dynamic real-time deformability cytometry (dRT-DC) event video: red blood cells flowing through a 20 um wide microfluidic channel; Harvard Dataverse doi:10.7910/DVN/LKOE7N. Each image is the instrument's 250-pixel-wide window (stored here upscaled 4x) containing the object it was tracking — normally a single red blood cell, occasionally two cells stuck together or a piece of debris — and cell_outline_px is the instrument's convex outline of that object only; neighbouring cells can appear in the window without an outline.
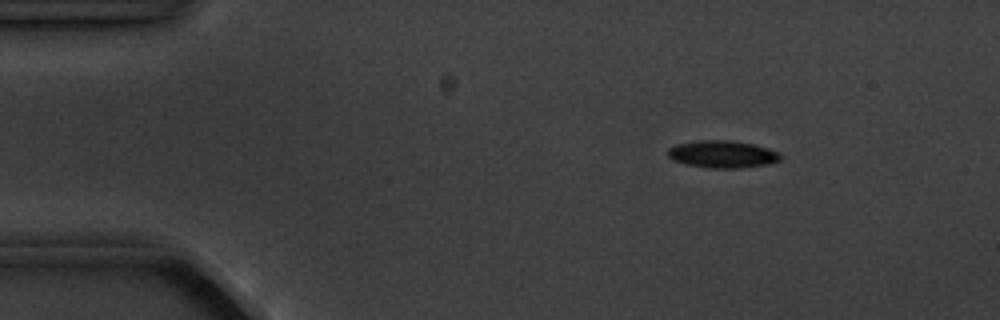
{"species": "common noctule bat (a hibernating species)", "species_latin": "Nyctalus noctula", "temperature_condition": "cold", "stored_images_in_passage": 5, "camera_frame_rate_fps": 3000, "um_per_image_px": 0.085, "animal": {"sex": "male", "body_mass_g": 20.1, "forearm_length_mm": 53.5}, "frame": {"image": 1, "passage_image": 3, "time_ms": 2.333, "image_size_px": [1000, 320], "cell_outline_px": [[780, 160], [768, 164], [736, 168], [708, 168], [688, 164], [672, 160], [668, 156], [668, 148], [676, 144], [700, 140], [728, 140], [752, 144], [768, 148], [780, 152]], "centroid_in_image_um": [61.39, 13.1], "position_along_channel_um": 23.6, "area_um2": 17.8}}